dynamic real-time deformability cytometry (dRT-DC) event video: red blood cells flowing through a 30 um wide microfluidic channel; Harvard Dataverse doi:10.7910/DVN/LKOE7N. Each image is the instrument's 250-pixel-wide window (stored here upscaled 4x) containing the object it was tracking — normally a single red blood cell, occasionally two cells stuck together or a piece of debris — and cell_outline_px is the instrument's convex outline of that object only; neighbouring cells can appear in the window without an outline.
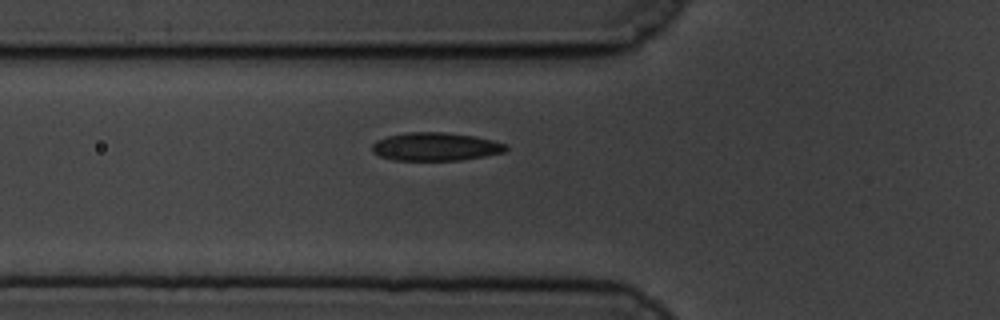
{"species": "common noctule bat (a hibernating species)", "species_latin": "Nyctalus noctula", "temperature_condition": "cold", "stored_images_in_passage": 39, "camera_frame_rate_fps": 3000, "um_per_image_px": 0.085, "animal": {"sex": "male", "body_mass_g": 19.5, "forearm_length_mm": 54.6}, "frame": {"image": 1, "passage_image": 5, "time_ms": 1.333, "image_size_px": [1000, 320], "cell_outline_px": [[508, 148], [504, 152], [484, 156], [460, 160], [392, 160], [380, 156], [372, 152], [372, 144], [376, 140], [388, 136], [408, 132], [444, 132], [476, 136], [508, 144]], "centroid_in_image_um": [37.02, 12.46], "position_along_channel_um": 88.8, "area_um2": 22.08}}
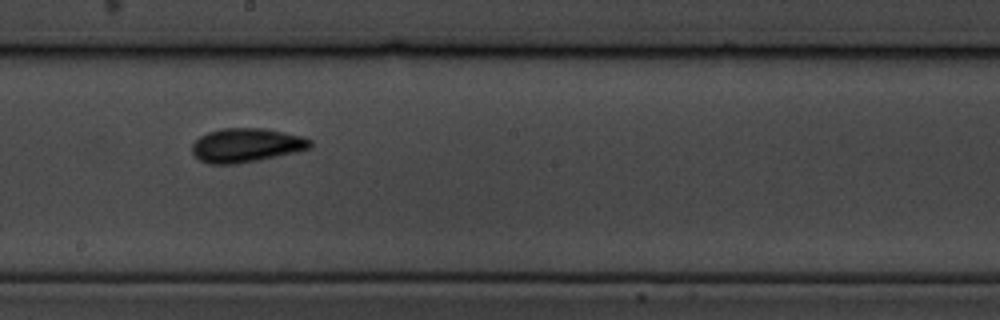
{"frame": {"image": 2, "passage_image": 17, "time_ms": 5.333, "image_size_px": [1000, 320], "cell_outline_px": [[312, 148], [296, 152], [260, 160], [236, 164], [208, 164], [200, 160], [192, 152], [192, 144], [200, 136], [208, 132], [224, 128], [264, 128], [304, 136], [312, 140]], "centroid_in_image_um": [20.97, 12.35], "position_along_channel_um": 227.2, "area_um2": 23.58}}
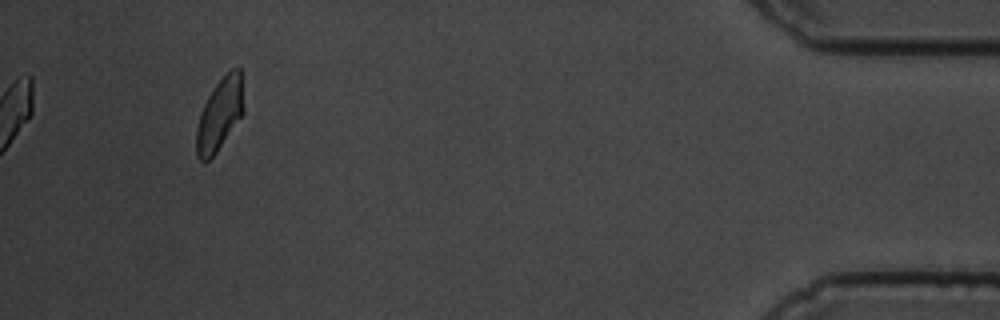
{"frame": {"image": 3, "passage_image": 39, "time_ms": 12.667, "image_size_px": [1000, 320], "cell_outline_px": [[244, 112], [216, 152], [208, 160], [200, 160], [196, 156], [196, 128], [200, 112], [208, 96], [216, 84], [232, 68], [240, 68], [244, 108]], "centroid_in_image_um": [18.66, 9.72], "position_along_channel_um": 416.5, "area_um2": 19.59}, "authors_computed_cell_mechanics": {"area_um2": 21.5016, "velocity_mm_per_s": 3.4627, "shape_relaxation_time_tau1_ms": 3.9064, "shape_relaxation_time_tau2_ms": 2.4752, "deformation_change_tau1": 0.1088, "deformation_change_tau2": 0.0694}}